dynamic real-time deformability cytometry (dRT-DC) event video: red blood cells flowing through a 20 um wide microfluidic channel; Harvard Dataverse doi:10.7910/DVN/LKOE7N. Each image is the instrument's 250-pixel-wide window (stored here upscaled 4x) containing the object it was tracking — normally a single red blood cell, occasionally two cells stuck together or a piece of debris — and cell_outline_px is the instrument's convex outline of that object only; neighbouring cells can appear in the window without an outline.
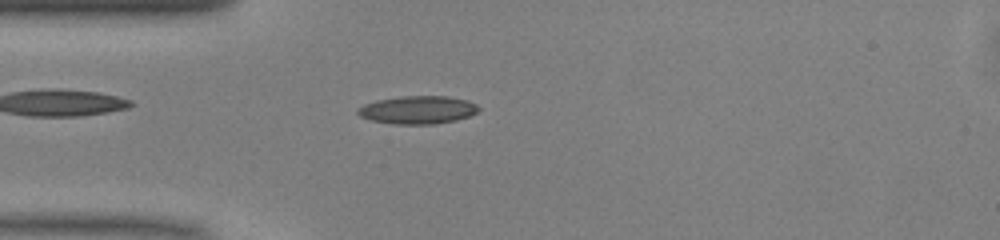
{"species": "common noctule bat (a hibernating species)", "species_latin": "Nyctalus noctula", "temperature_condition": "warm", "stored_images_in_passage": 38, "camera_frame_rate_fps": 3000, "um_per_image_px": 0.085, "animal": {"sex": "male", "body_mass_g": 13.0, "forearm_length_mm": 53.1}, "frame": {"image": 1, "passage_image": 2, "time_ms": 0.333, "image_size_px": [1000, 240], "cell_outline_px": [[480, 108], [476, 112], [468, 116], [456, 120], [432, 124], [392, 124], [372, 120], [360, 116], [356, 112], [364, 104], [376, 100], [400, 96], [448, 96], [468, 100], [476, 104]], "centroid_in_image_um": [35.51, 9.33], "position_along_channel_um": 49.5, "area_um2": 19.65}}
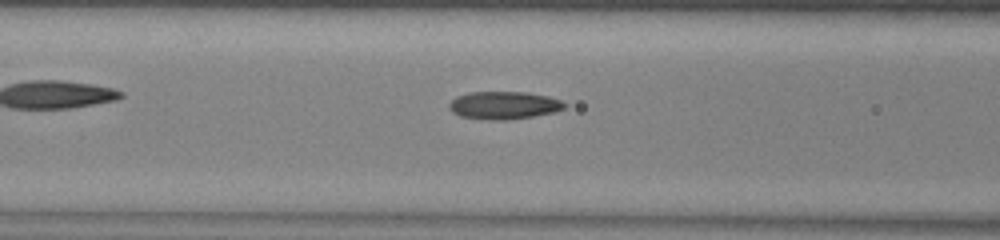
{"frame": {"image": 2, "passage_image": 8, "time_ms": 2.333, "image_size_px": [1000, 240], "cell_outline_px": [[568, 104], [564, 108], [556, 112], [508, 120], [492, 120], [460, 116], [452, 112], [448, 108], [448, 104], [456, 96], [468, 92], [528, 92], [548, 96], [564, 100]], "centroid_in_image_um": [42.86, 8.94], "position_along_channel_um": 123.7, "area_um2": 18.9}}
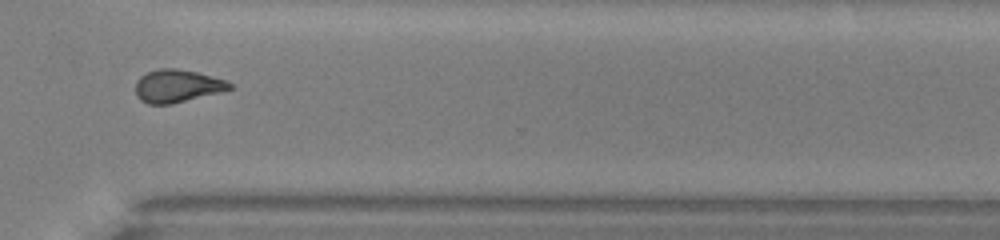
{"frame": {"image": 3, "passage_image": 25, "time_ms": 8.0, "image_size_px": [1000, 240], "cell_outline_px": [[236, 88], [172, 104], [148, 104], [140, 100], [136, 96], [136, 80], [140, 76], [148, 72], [160, 68], [176, 68], [196, 72], [228, 80]], "centroid_in_image_um": [15.08, 7.31], "position_along_channel_um": 355.5, "area_um2": 18.15}, "authors_computed_cell_mechanics": {"area_um2": 18.2937, "velocity_mm_per_s": 4.0934, "shape_relaxation_time_tau1_ms": 6.5494, "shape_relaxation_time_tau2_ms": 2.7438, "deformation_change_tau1": 0.1914, "deformation_change_tau2": 0.1062}}